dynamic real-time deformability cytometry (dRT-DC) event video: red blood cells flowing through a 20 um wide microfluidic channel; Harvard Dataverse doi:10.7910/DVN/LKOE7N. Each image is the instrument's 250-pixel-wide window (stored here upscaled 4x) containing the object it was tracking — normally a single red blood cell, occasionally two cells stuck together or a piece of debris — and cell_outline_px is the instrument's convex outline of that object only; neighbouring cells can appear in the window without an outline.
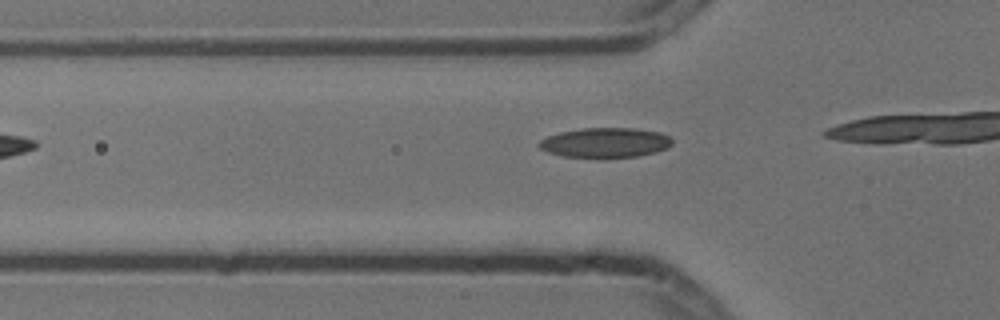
{"species": "common noctule bat (a hibernating species)", "species_latin": "Nyctalus noctula", "temperature_condition": "cold", "stored_images_in_passage": 3, "camera_frame_rate_fps": 3000, "um_per_image_px": 0.085, "animal": {"sex": "male", "body_mass_g": 13.3}, "frame": {"image": 1, "passage_image": 3, "time_ms": 0.667, "image_size_px": [1000, 320], "cell_outline_px": [[672, 144], [668, 148], [656, 152], [636, 156], [564, 156], [548, 152], [540, 148], [536, 144], [540, 140], [548, 136], [560, 132], [580, 128], [632, 128], [660, 132], [668, 136], [672, 140]], "centroid_in_image_um": [51.45, 12.1], "position_along_channel_um": 74.4, "area_um2": 22.72}}